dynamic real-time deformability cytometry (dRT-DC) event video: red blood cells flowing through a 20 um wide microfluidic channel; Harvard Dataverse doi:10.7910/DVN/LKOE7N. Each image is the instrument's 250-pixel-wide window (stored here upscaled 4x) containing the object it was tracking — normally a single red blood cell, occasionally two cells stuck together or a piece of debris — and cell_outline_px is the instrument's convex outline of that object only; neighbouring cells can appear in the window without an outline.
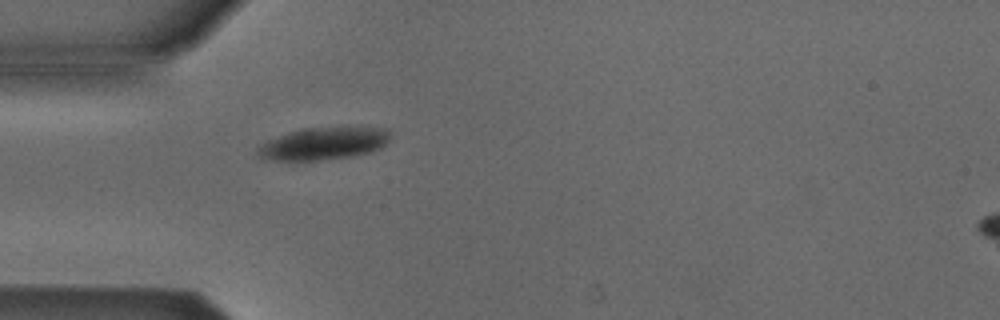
{"species": "Egyptian fruit bat (a non-hibernating species)", "species_latin": "Rousettus aegyptiacus", "temperature_condition": "cold", "stored_images_in_passage": 1, "camera_frame_rate_fps": 3000, "um_per_image_px": 0.085, "animal": {"sex": "male"}, "frame": {"image": 1, "passage_image": 1, "time_ms": 0.0, "image_size_px": [1000, 320], "cell_outline_px": [[392, 132], [388, 140], [380, 148], [372, 152], [352, 156], [320, 160], [260, 160], [256, 156], [256, 144], [288, 132], [304, 128], [348, 124], [388, 128]], "centroid_in_image_um": [27.5, 12.15], "position_along_channel_um": 57.5, "area_um2": 26.47}}